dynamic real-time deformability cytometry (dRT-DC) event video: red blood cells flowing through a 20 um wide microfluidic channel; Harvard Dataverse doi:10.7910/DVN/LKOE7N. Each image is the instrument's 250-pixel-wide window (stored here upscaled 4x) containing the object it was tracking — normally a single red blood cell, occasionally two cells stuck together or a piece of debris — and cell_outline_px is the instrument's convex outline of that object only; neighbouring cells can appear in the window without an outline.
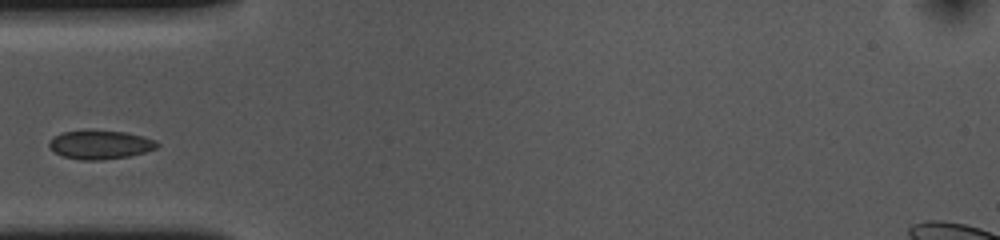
{"species": "common noctule bat (a hibernating species)", "species_latin": "Nyctalus noctula", "temperature_condition": "cold", "stored_images_in_passage": 28, "camera_frame_rate_fps": 3000, "um_per_image_px": 0.085, "animal": {"sex": "female", "body_mass_g": 10.0, "forearm_length_mm": 53.1}, "frame": {"image": 1, "passage_image": 1, "time_ms": 0.0, "image_size_px": [1000, 240], "cell_outline_px": [[160, 144], [156, 148], [144, 152], [128, 156], [100, 160], [80, 160], [64, 156], [56, 152], [48, 144], [60, 132], [84, 128], [88, 128], [128, 132], [156, 140]], "centroid_in_image_um": [8.53, 12.25], "position_along_channel_um": 76.5, "area_um2": 18.44}}
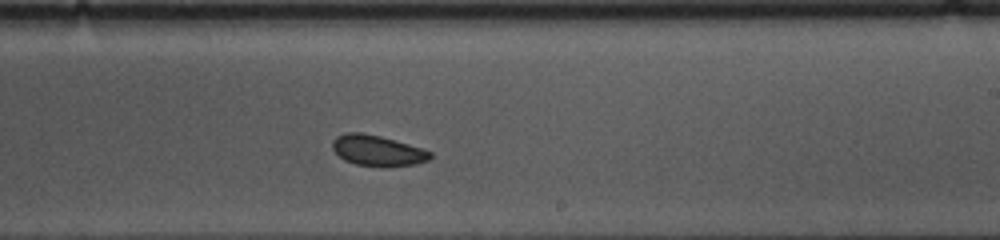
{"frame": {"image": 2, "passage_image": 16, "time_ms": 5.0, "image_size_px": [1000, 240], "cell_outline_px": [[432, 156], [428, 160], [416, 164], [356, 164], [344, 160], [332, 148], [332, 140], [336, 136], [344, 132], [360, 132], [380, 136], [408, 144], [432, 152]], "centroid_in_image_um": [32.03, 12.74], "position_along_channel_um": 257.0, "area_um2": 16.76}}
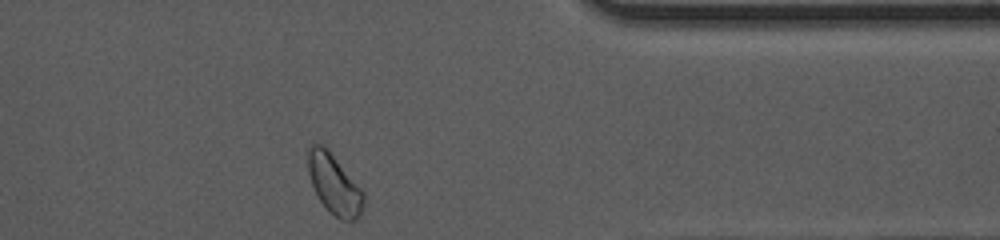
{"frame": {"image": 3, "passage_image": 28, "time_ms": 9.0, "image_size_px": [1000, 240], "cell_outline_px": [[364, 204], [360, 216], [356, 220], [340, 220], [320, 200], [312, 184], [308, 172], [308, 148], [316, 140], [324, 144], [364, 192]], "centroid_in_image_um": [28.41, 15.61], "position_along_channel_um": 383.0, "area_um2": 19.31}}